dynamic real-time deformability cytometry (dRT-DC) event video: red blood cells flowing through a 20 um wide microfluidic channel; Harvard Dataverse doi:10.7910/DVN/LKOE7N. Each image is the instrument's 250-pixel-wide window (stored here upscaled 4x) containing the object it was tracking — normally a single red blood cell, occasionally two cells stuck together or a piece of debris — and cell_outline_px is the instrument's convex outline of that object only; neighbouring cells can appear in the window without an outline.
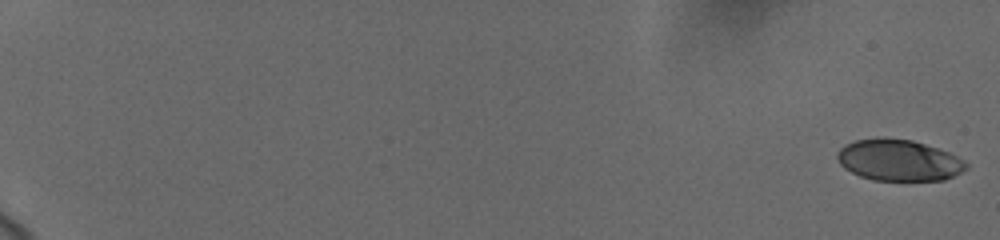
{"species": "human", "species_latin": "Homo sapiens", "temperature_condition": "cold", "stored_images_in_passage": 77, "camera_frame_rate_fps": 3000, "um_per_image_px": 0.085, "donor": {"sex": "female"}, "frame": {"image": 1, "passage_image": 1, "time_ms": 0.0, "image_size_px": [1000, 240], "cell_outline_px": [[968, 168], [944, 180], [872, 180], [860, 176], [844, 168], [840, 164], [836, 156], [836, 152], [844, 144], [856, 140], [884, 136], [912, 140], [948, 152], [964, 160], [968, 164]], "centroid_in_image_um": [76.35, 13.6], "position_along_channel_um": 8.6, "area_um2": 31.15}}
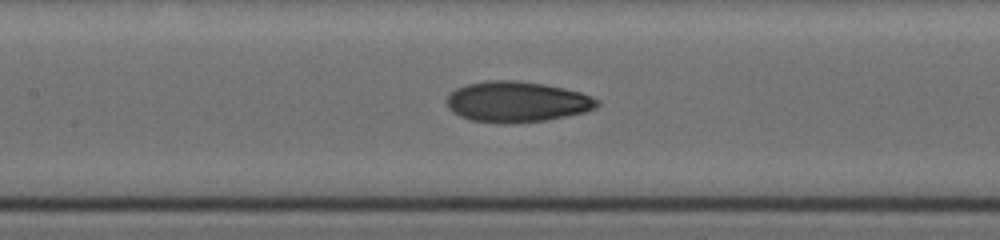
{"frame": {"image": 2, "passage_image": 41, "time_ms": 10.333, "image_size_px": [1000, 240], "cell_outline_px": [[600, 104], [596, 108], [584, 112], [568, 116], [548, 120], [508, 124], [504, 124], [472, 120], [460, 116], [452, 112], [448, 108], [448, 96], [456, 88], [468, 84], [488, 80], [516, 80], [544, 84], [564, 88], [580, 92], [592, 96], [600, 100]], "centroid_in_image_um": [43.97, 8.66], "position_along_channel_um": 163.4, "area_um2": 35.84}}
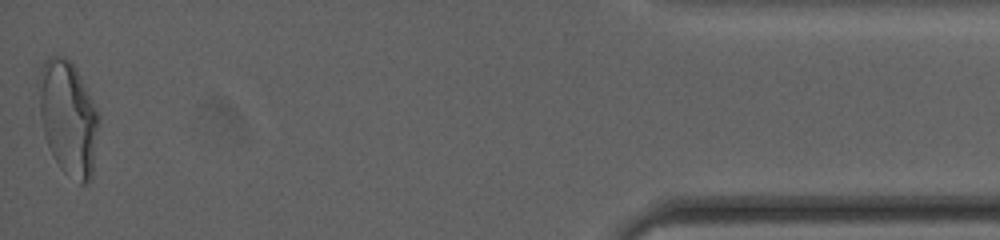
{"frame": {"image": 3, "passage_image": 77, "time_ms": 19.333, "image_size_px": [1000, 240], "cell_outline_px": [[100, 120], [92, 176], [88, 184], [80, 184], [64, 172], [60, 168], [44, 136], [40, 116], [36, 80], [44, 60], [48, 56], [64, 56], [76, 68], [100, 116]], "centroid_in_image_um": [5.79, 10.01], "position_along_channel_um": 429.4, "area_um2": 40.4}, "authors_computed_cell_mechanics": {"area_um2": 34.102, "velocity_mm_per_s": 3.7005, "shape_relaxation_time_tau1_ms": 5.8406, "shape_relaxation_time_tau2_ms": 1.6809, "deformation_change_tau1": 0.1981, "deformation_change_tau2": 0.0689}}